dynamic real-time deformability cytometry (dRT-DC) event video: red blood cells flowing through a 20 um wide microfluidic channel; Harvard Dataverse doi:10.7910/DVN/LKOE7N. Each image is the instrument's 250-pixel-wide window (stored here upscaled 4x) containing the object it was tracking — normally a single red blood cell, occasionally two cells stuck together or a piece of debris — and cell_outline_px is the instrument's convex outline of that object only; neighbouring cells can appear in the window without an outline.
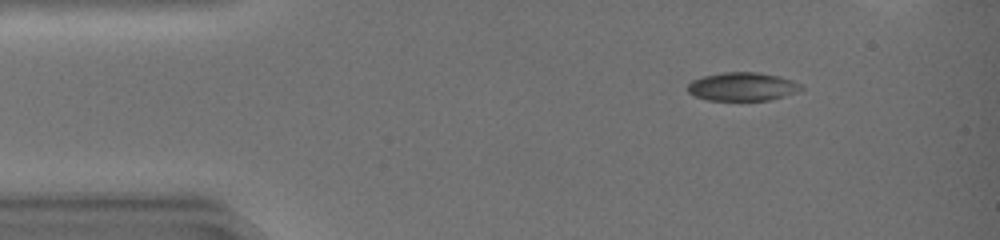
{"species": "common noctule bat (a hibernating species)", "species_latin": "Nyctalus noctula", "temperature_condition": "warm", "stored_images_in_passage": 35, "segment_of_instrument_passage": [1, 2], "camera_frame_rate_fps": 3000, "um_per_image_px": 0.085, "animal": {"sex": "female", "body_mass_g": 19.0, "forearm_length_mm": 51.5}, "frame": {"image": 1, "passage_image": 1, "time_ms": 0.0, "image_size_px": [1000, 240], "cell_outline_px": [[804, 88], [768, 100], [708, 100], [696, 96], [688, 92], [688, 84], [692, 80], [704, 76], [724, 72], [760, 72], [780, 76], [804, 84]], "centroid_in_image_um": [63.1, 7.34], "position_along_channel_um": 21.9, "area_um2": 18.61}}
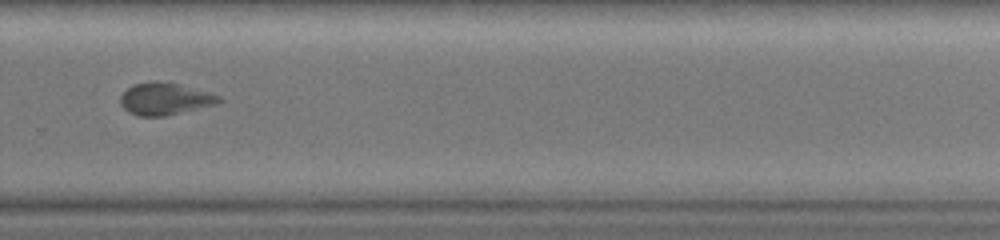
{"frame": {"image": 2, "passage_image": 26, "time_ms": 8.333, "image_size_px": [1000, 240], "cell_outline_px": [[224, 100], [216, 104], [164, 116], [140, 116], [128, 112], [120, 104], [120, 96], [132, 84], [152, 80], [156, 80], [176, 84], [208, 92], [220, 96]], "centroid_in_image_um": [13.98, 8.39], "position_along_channel_um": 315.8, "area_um2": 18.32}}
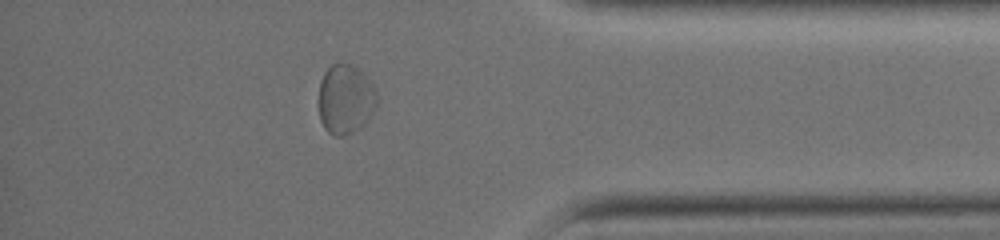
{"frame": {"image": 3, "passage_image": 33, "time_ms": 10.667, "image_size_px": [1000, 240], "cell_outline_px": [[376, 104], [372, 112], [364, 124], [352, 132], [344, 136], [332, 136], [324, 128], [320, 120], [320, 80], [324, 72], [332, 64], [352, 64], [372, 84], [376, 92]], "centroid_in_image_um": [29.34, 8.45], "position_along_channel_um": 405.9, "area_um2": 23.18}}